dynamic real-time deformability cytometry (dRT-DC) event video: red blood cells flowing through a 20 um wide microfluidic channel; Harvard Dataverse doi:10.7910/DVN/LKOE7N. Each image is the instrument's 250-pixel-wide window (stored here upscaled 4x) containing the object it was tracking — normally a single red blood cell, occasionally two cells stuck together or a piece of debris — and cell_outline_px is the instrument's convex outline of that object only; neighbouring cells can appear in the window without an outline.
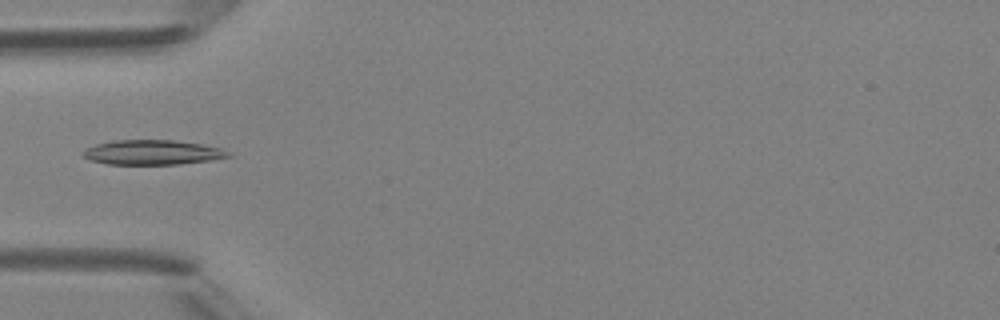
{"species": "Egyptian fruit bat (a non-hibernating species)", "species_latin": "Rousettus aegyptiacus", "temperature_condition": "room temperature", "stored_images_in_passage": 3, "camera_frame_rate_fps": 3000, "um_per_image_px": 0.085, "animal": {"sex": "female"}, "frame": {"image": 1, "passage_image": 2, "time_ms": 1.0, "image_size_px": [1000, 320], "cell_outline_px": [[232, 156], [208, 160], [180, 164], [108, 164], [92, 160], [84, 156], [80, 152], [96, 144], [112, 140], [172, 140], [200, 144], [220, 148], [232, 152]], "centroid_in_image_um": [12.96, 12.95], "position_along_channel_um": 72.0, "area_um2": 20.75}}
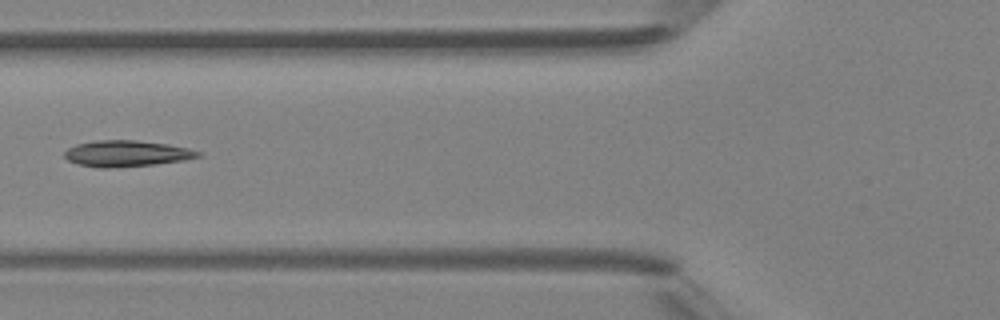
{"frame": {"image": 2, "passage_image": 3, "time_ms": 2.0, "image_size_px": [1000, 320], "cell_outline_px": [[204, 156], [184, 160], [152, 164], [108, 168], [100, 168], [76, 164], [68, 160], [64, 156], [64, 152], [68, 148], [76, 144], [96, 140], [136, 140], [168, 144], [188, 148], [200, 152]], "centroid_in_image_um": [10.75, 13.04], "position_along_channel_um": 115.1, "area_um2": 20.35}}